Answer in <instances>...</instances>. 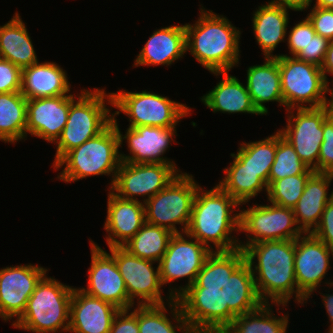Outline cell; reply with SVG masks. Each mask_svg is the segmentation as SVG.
<instances>
[{"label": "cell", "mask_w": 333, "mask_h": 333, "mask_svg": "<svg viewBox=\"0 0 333 333\" xmlns=\"http://www.w3.org/2000/svg\"><path fill=\"white\" fill-rule=\"evenodd\" d=\"M294 259L295 240L253 243L229 268V289L254 303L298 304Z\"/></svg>", "instance_id": "obj_1"}, {"label": "cell", "mask_w": 333, "mask_h": 333, "mask_svg": "<svg viewBox=\"0 0 333 333\" xmlns=\"http://www.w3.org/2000/svg\"><path fill=\"white\" fill-rule=\"evenodd\" d=\"M158 264L163 287L170 284L169 295L197 304L205 312L229 290V267L186 232L171 236ZM183 278H187L186 285L171 286V282Z\"/></svg>", "instance_id": "obj_2"}, {"label": "cell", "mask_w": 333, "mask_h": 333, "mask_svg": "<svg viewBox=\"0 0 333 333\" xmlns=\"http://www.w3.org/2000/svg\"><path fill=\"white\" fill-rule=\"evenodd\" d=\"M239 207L240 204L217 184L210 190L200 186L186 230L188 235L212 250L229 268L239 259L240 240L233 233L235 231L239 235Z\"/></svg>", "instance_id": "obj_3"}, {"label": "cell", "mask_w": 333, "mask_h": 333, "mask_svg": "<svg viewBox=\"0 0 333 333\" xmlns=\"http://www.w3.org/2000/svg\"><path fill=\"white\" fill-rule=\"evenodd\" d=\"M195 23H185L186 52L209 72L232 70L239 66L241 30L224 15L203 6Z\"/></svg>", "instance_id": "obj_4"}, {"label": "cell", "mask_w": 333, "mask_h": 333, "mask_svg": "<svg viewBox=\"0 0 333 333\" xmlns=\"http://www.w3.org/2000/svg\"><path fill=\"white\" fill-rule=\"evenodd\" d=\"M273 305L277 310L288 306L246 301L229 289L206 312V321L217 333H287L288 311L277 316Z\"/></svg>", "instance_id": "obj_5"}, {"label": "cell", "mask_w": 333, "mask_h": 333, "mask_svg": "<svg viewBox=\"0 0 333 333\" xmlns=\"http://www.w3.org/2000/svg\"><path fill=\"white\" fill-rule=\"evenodd\" d=\"M80 91L79 94L70 95L68 120L60 137L55 142L56 153L52 167L68 151L96 137L112 123L113 100L111 92L107 93L105 88L96 87ZM106 102L110 104L111 109Z\"/></svg>", "instance_id": "obj_6"}, {"label": "cell", "mask_w": 333, "mask_h": 333, "mask_svg": "<svg viewBox=\"0 0 333 333\" xmlns=\"http://www.w3.org/2000/svg\"><path fill=\"white\" fill-rule=\"evenodd\" d=\"M119 148V135L111 123L96 137L68 151L53 166L56 171L63 169L57 179L71 183L86 177L105 175L111 177L108 187L111 189L121 163Z\"/></svg>", "instance_id": "obj_7"}, {"label": "cell", "mask_w": 333, "mask_h": 333, "mask_svg": "<svg viewBox=\"0 0 333 333\" xmlns=\"http://www.w3.org/2000/svg\"><path fill=\"white\" fill-rule=\"evenodd\" d=\"M74 286L48 277L37 283L23 314L12 322V327L33 333L68 332L70 302Z\"/></svg>", "instance_id": "obj_8"}, {"label": "cell", "mask_w": 333, "mask_h": 333, "mask_svg": "<svg viewBox=\"0 0 333 333\" xmlns=\"http://www.w3.org/2000/svg\"><path fill=\"white\" fill-rule=\"evenodd\" d=\"M281 79L283 106L292 108H318L331 104L327 93L332 88L321 67L287 54H277Z\"/></svg>", "instance_id": "obj_9"}, {"label": "cell", "mask_w": 333, "mask_h": 333, "mask_svg": "<svg viewBox=\"0 0 333 333\" xmlns=\"http://www.w3.org/2000/svg\"><path fill=\"white\" fill-rule=\"evenodd\" d=\"M111 94L113 108L118 110L113 112V118L124 113L131 128L146 125L177 127L181 119L191 115L192 108L186 104L148 90L132 92L122 89Z\"/></svg>", "instance_id": "obj_10"}, {"label": "cell", "mask_w": 333, "mask_h": 333, "mask_svg": "<svg viewBox=\"0 0 333 333\" xmlns=\"http://www.w3.org/2000/svg\"><path fill=\"white\" fill-rule=\"evenodd\" d=\"M200 186L192 174L179 173L163 190L144 202L145 222L164 227L173 234L186 232Z\"/></svg>", "instance_id": "obj_11"}, {"label": "cell", "mask_w": 333, "mask_h": 333, "mask_svg": "<svg viewBox=\"0 0 333 333\" xmlns=\"http://www.w3.org/2000/svg\"><path fill=\"white\" fill-rule=\"evenodd\" d=\"M239 233L246 242L239 241V256L251 244L271 240H295L304 233L297 225L293 209L276 204L240 206Z\"/></svg>", "instance_id": "obj_12"}, {"label": "cell", "mask_w": 333, "mask_h": 333, "mask_svg": "<svg viewBox=\"0 0 333 333\" xmlns=\"http://www.w3.org/2000/svg\"><path fill=\"white\" fill-rule=\"evenodd\" d=\"M286 112V126L278 131L293 146L302 162L318 172L323 123L333 113L332 104L318 108H292Z\"/></svg>", "instance_id": "obj_13"}, {"label": "cell", "mask_w": 333, "mask_h": 333, "mask_svg": "<svg viewBox=\"0 0 333 333\" xmlns=\"http://www.w3.org/2000/svg\"><path fill=\"white\" fill-rule=\"evenodd\" d=\"M165 299L161 305H138L139 333H196L206 322V312L197 304L174 299L168 292Z\"/></svg>", "instance_id": "obj_14"}, {"label": "cell", "mask_w": 333, "mask_h": 333, "mask_svg": "<svg viewBox=\"0 0 333 333\" xmlns=\"http://www.w3.org/2000/svg\"><path fill=\"white\" fill-rule=\"evenodd\" d=\"M181 172L176 164L121 162L110 190L127 200L139 201L142 197L144 203Z\"/></svg>", "instance_id": "obj_15"}, {"label": "cell", "mask_w": 333, "mask_h": 333, "mask_svg": "<svg viewBox=\"0 0 333 333\" xmlns=\"http://www.w3.org/2000/svg\"><path fill=\"white\" fill-rule=\"evenodd\" d=\"M109 252L115 259L124 279L129 300L134 305L165 304L159 264H156V269L153 266L157 262L134 256L123 247H111Z\"/></svg>", "instance_id": "obj_16"}, {"label": "cell", "mask_w": 333, "mask_h": 333, "mask_svg": "<svg viewBox=\"0 0 333 333\" xmlns=\"http://www.w3.org/2000/svg\"><path fill=\"white\" fill-rule=\"evenodd\" d=\"M332 256V257H331ZM333 258V250L312 233L295 239V279L298 287V305L310 300L324 283ZM309 299V300H308Z\"/></svg>", "instance_id": "obj_17"}, {"label": "cell", "mask_w": 333, "mask_h": 333, "mask_svg": "<svg viewBox=\"0 0 333 333\" xmlns=\"http://www.w3.org/2000/svg\"><path fill=\"white\" fill-rule=\"evenodd\" d=\"M91 263L88 268L87 287H79L86 294L108 302L120 310L135 306L128 297L114 257L90 239Z\"/></svg>", "instance_id": "obj_18"}, {"label": "cell", "mask_w": 333, "mask_h": 333, "mask_svg": "<svg viewBox=\"0 0 333 333\" xmlns=\"http://www.w3.org/2000/svg\"><path fill=\"white\" fill-rule=\"evenodd\" d=\"M117 120V118H113L112 123L118 132L120 147L125 140L129 151L128 155L120 152L121 162L176 164L172 159L164 156L167 150H170L172 141L176 142L173 139L178 136L176 127L148 125L128 127L123 135Z\"/></svg>", "instance_id": "obj_19"}, {"label": "cell", "mask_w": 333, "mask_h": 333, "mask_svg": "<svg viewBox=\"0 0 333 333\" xmlns=\"http://www.w3.org/2000/svg\"><path fill=\"white\" fill-rule=\"evenodd\" d=\"M48 270L31 263L0 269V318L3 321L15 317L17 320L23 314L29 297Z\"/></svg>", "instance_id": "obj_20"}, {"label": "cell", "mask_w": 333, "mask_h": 333, "mask_svg": "<svg viewBox=\"0 0 333 333\" xmlns=\"http://www.w3.org/2000/svg\"><path fill=\"white\" fill-rule=\"evenodd\" d=\"M70 95L27 100L28 134L54 144L68 120Z\"/></svg>", "instance_id": "obj_21"}, {"label": "cell", "mask_w": 333, "mask_h": 333, "mask_svg": "<svg viewBox=\"0 0 333 333\" xmlns=\"http://www.w3.org/2000/svg\"><path fill=\"white\" fill-rule=\"evenodd\" d=\"M107 195L105 240L109 248L122 247L145 223V206L141 201L120 198L110 189Z\"/></svg>", "instance_id": "obj_22"}, {"label": "cell", "mask_w": 333, "mask_h": 333, "mask_svg": "<svg viewBox=\"0 0 333 333\" xmlns=\"http://www.w3.org/2000/svg\"><path fill=\"white\" fill-rule=\"evenodd\" d=\"M120 309L74 287L68 333H109Z\"/></svg>", "instance_id": "obj_23"}, {"label": "cell", "mask_w": 333, "mask_h": 333, "mask_svg": "<svg viewBox=\"0 0 333 333\" xmlns=\"http://www.w3.org/2000/svg\"><path fill=\"white\" fill-rule=\"evenodd\" d=\"M184 25H170L154 30L134 60L133 66H171L186 54Z\"/></svg>", "instance_id": "obj_24"}, {"label": "cell", "mask_w": 333, "mask_h": 333, "mask_svg": "<svg viewBox=\"0 0 333 333\" xmlns=\"http://www.w3.org/2000/svg\"><path fill=\"white\" fill-rule=\"evenodd\" d=\"M67 75L56 62H37L22 69L20 92L27 100L71 95Z\"/></svg>", "instance_id": "obj_25"}, {"label": "cell", "mask_w": 333, "mask_h": 333, "mask_svg": "<svg viewBox=\"0 0 333 333\" xmlns=\"http://www.w3.org/2000/svg\"><path fill=\"white\" fill-rule=\"evenodd\" d=\"M222 79L211 91L200 97V101L211 109L213 113H248L262 116L254 107L248 89L236 76L228 74V71L211 72Z\"/></svg>", "instance_id": "obj_26"}, {"label": "cell", "mask_w": 333, "mask_h": 333, "mask_svg": "<svg viewBox=\"0 0 333 333\" xmlns=\"http://www.w3.org/2000/svg\"><path fill=\"white\" fill-rule=\"evenodd\" d=\"M331 180L327 173L314 172L308 179L303 194L293 208L298 227L304 234L313 233L322 218L323 210L333 199Z\"/></svg>", "instance_id": "obj_27"}, {"label": "cell", "mask_w": 333, "mask_h": 333, "mask_svg": "<svg viewBox=\"0 0 333 333\" xmlns=\"http://www.w3.org/2000/svg\"><path fill=\"white\" fill-rule=\"evenodd\" d=\"M289 11V8L266 2L253 12L252 29L264 58L276 57L273 51L286 41Z\"/></svg>", "instance_id": "obj_28"}, {"label": "cell", "mask_w": 333, "mask_h": 333, "mask_svg": "<svg viewBox=\"0 0 333 333\" xmlns=\"http://www.w3.org/2000/svg\"><path fill=\"white\" fill-rule=\"evenodd\" d=\"M263 64L247 68L246 87L254 107L261 115L268 114L265 103L278 102L283 106L278 60L275 57L264 58Z\"/></svg>", "instance_id": "obj_29"}, {"label": "cell", "mask_w": 333, "mask_h": 333, "mask_svg": "<svg viewBox=\"0 0 333 333\" xmlns=\"http://www.w3.org/2000/svg\"><path fill=\"white\" fill-rule=\"evenodd\" d=\"M26 27L18 11L6 24L0 25V58L21 69L39 62Z\"/></svg>", "instance_id": "obj_30"}, {"label": "cell", "mask_w": 333, "mask_h": 333, "mask_svg": "<svg viewBox=\"0 0 333 333\" xmlns=\"http://www.w3.org/2000/svg\"><path fill=\"white\" fill-rule=\"evenodd\" d=\"M233 162L223 169L224 177L219 180L218 186L234 198L240 206L255 198L262 191L268 189V185L256 172L247 168L234 154L231 153Z\"/></svg>", "instance_id": "obj_31"}, {"label": "cell", "mask_w": 333, "mask_h": 333, "mask_svg": "<svg viewBox=\"0 0 333 333\" xmlns=\"http://www.w3.org/2000/svg\"><path fill=\"white\" fill-rule=\"evenodd\" d=\"M27 99L21 92L0 93V141L26 140Z\"/></svg>", "instance_id": "obj_32"}, {"label": "cell", "mask_w": 333, "mask_h": 333, "mask_svg": "<svg viewBox=\"0 0 333 333\" xmlns=\"http://www.w3.org/2000/svg\"><path fill=\"white\" fill-rule=\"evenodd\" d=\"M173 233L145 222L141 229L122 247L130 254L159 263Z\"/></svg>", "instance_id": "obj_33"}, {"label": "cell", "mask_w": 333, "mask_h": 333, "mask_svg": "<svg viewBox=\"0 0 333 333\" xmlns=\"http://www.w3.org/2000/svg\"><path fill=\"white\" fill-rule=\"evenodd\" d=\"M234 154L247 168L268 185L269 173L275 160L276 132L259 141L240 143L237 153Z\"/></svg>", "instance_id": "obj_34"}, {"label": "cell", "mask_w": 333, "mask_h": 333, "mask_svg": "<svg viewBox=\"0 0 333 333\" xmlns=\"http://www.w3.org/2000/svg\"><path fill=\"white\" fill-rule=\"evenodd\" d=\"M315 171L308 169L304 174L288 176L272 182L267 189V202L293 209L303 194L309 177Z\"/></svg>", "instance_id": "obj_35"}, {"label": "cell", "mask_w": 333, "mask_h": 333, "mask_svg": "<svg viewBox=\"0 0 333 333\" xmlns=\"http://www.w3.org/2000/svg\"><path fill=\"white\" fill-rule=\"evenodd\" d=\"M276 154L268 178V186L275 180L304 174L309 168L302 162L293 146L276 130Z\"/></svg>", "instance_id": "obj_36"}, {"label": "cell", "mask_w": 333, "mask_h": 333, "mask_svg": "<svg viewBox=\"0 0 333 333\" xmlns=\"http://www.w3.org/2000/svg\"><path fill=\"white\" fill-rule=\"evenodd\" d=\"M290 29L286 44L289 49V55L295 57L303 48H305L313 36L316 34L312 23L307 17L301 21H297Z\"/></svg>", "instance_id": "obj_37"}, {"label": "cell", "mask_w": 333, "mask_h": 333, "mask_svg": "<svg viewBox=\"0 0 333 333\" xmlns=\"http://www.w3.org/2000/svg\"><path fill=\"white\" fill-rule=\"evenodd\" d=\"M306 15L312 23L316 34L333 41V9L311 7Z\"/></svg>", "instance_id": "obj_38"}, {"label": "cell", "mask_w": 333, "mask_h": 333, "mask_svg": "<svg viewBox=\"0 0 333 333\" xmlns=\"http://www.w3.org/2000/svg\"><path fill=\"white\" fill-rule=\"evenodd\" d=\"M333 167V113L323 123V141L321 143L318 172L326 173Z\"/></svg>", "instance_id": "obj_39"}, {"label": "cell", "mask_w": 333, "mask_h": 333, "mask_svg": "<svg viewBox=\"0 0 333 333\" xmlns=\"http://www.w3.org/2000/svg\"><path fill=\"white\" fill-rule=\"evenodd\" d=\"M330 41L318 34H315L308 45L303 48L295 57L299 60L322 66Z\"/></svg>", "instance_id": "obj_40"}, {"label": "cell", "mask_w": 333, "mask_h": 333, "mask_svg": "<svg viewBox=\"0 0 333 333\" xmlns=\"http://www.w3.org/2000/svg\"><path fill=\"white\" fill-rule=\"evenodd\" d=\"M22 69L0 58V93L20 92Z\"/></svg>", "instance_id": "obj_41"}, {"label": "cell", "mask_w": 333, "mask_h": 333, "mask_svg": "<svg viewBox=\"0 0 333 333\" xmlns=\"http://www.w3.org/2000/svg\"><path fill=\"white\" fill-rule=\"evenodd\" d=\"M135 306L130 309L119 310L113 319L109 333H139L138 305Z\"/></svg>", "instance_id": "obj_42"}, {"label": "cell", "mask_w": 333, "mask_h": 333, "mask_svg": "<svg viewBox=\"0 0 333 333\" xmlns=\"http://www.w3.org/2000/svg\"><path fill=\"white\" fill-rule=\"evenodd\" d=\"M312 234L333 250V199L325 206L320 223Z\"/></svg>", "instance_id": "obj_43"}, {"label": "cell", "mask_w": 333, "mask_h": 333, "mask_svg": "<svg viewBox=\"0 0 333 333\" xmlns=\"http://www.w3.org/2000/svg\"><path fill=\"white\" fill-rule=\"evenodd\" d=\"M271 3L289 8L292 11H307L310 9L313 0H271Z\"/></svg>", "instance_id": "obj_44"}, {"label": "cell", "mask_w": 333, "mask_h": 333, "mask_svg": "<svg viewBox=\"0 0 333 333\" xmlns=\"http://www.w3.org/2000/svg\"><path fill=\"white\" fill-rule=\"evenodd\" d=\"M326 280H324L325 281L324 284H326L325 286L328 285L329 288L332 287L333 281L332 280L328 281V279H326ZM319 294H321L320 296H322L321 299H322L323 307L325 308L326 314L328 315V318H329L330 325H329L328 332H327V333H329L333 330V292H332V294H329V293L324 294V293L319 292Z\"/></svg>", "instance_id": "obj_45"}, {"label": "cell", "mask_w": 333, "mask_h": 333, "mask_svg": "<svg viewBox=\"0 0 333 333\" xmlns=\"http://www.w3.org/2000/svg\"><path fill=\"white\" fill-rule=\"evenodd\" d=\"M321 69L324 73V77L326 78L327 82L329 83V79L327 78L328 74L333 75V41H330L328 50L326 51V56L324 62L321 66ZM332 87H333V79L331 80Z\"/></svg>", "instance_id": "obj_46"}, {"label": "cell", "mask_w": 333, "mask_h": 333, "mask_svg": "<svg viewBox=\"0 0 333 333\" xmlns=\"http://www.w3.org/2000/svg\"><path fill=\"white\" fill-rule=\"evenodd\" d=\"M313 4V7H320V8H332L333 9V0H316Z\"/></svg>", "instance_id": "obj_47"}, {"label": "cell", "mask_w": 333, "mask_h": 333, "mask_svg": "<svg viewBox=\"0 0 333 333\" xmlns=\"http://www.w3.org/2000/svg\"><path fill=\"white\" fill-rule=\"evenodd\" d=\"M196 333H217L215 329L206 321Z\"/></svg>", "instance_id": "obj_48"}, {"label": "cell", "mask_w": 333, "mask_h": 333, "mask_svg": "<svg viewBox=\"0 0 333 333\" xmlns=\"http://www.w3.org/2000/svg\"><path fill=\"white\" fill-rule=\"evenodd\" d=\"M329 179L333 181V167H331L327 172Z\"/></svg>", "instance_id": "obj_49"}, {"label": "cell", "mask_w": 333, "mask_h": 333, "mask_svg": "<svg viewBox=\"0 0 333 333\" xmlns=\"http://www.w3.org/2000/svg\"><path fill=\"white\" fill-rule=\"evenodd\" d=\"M331 104H332V107H333V87H332V92H331Z\"/></svg>", "instance_id": "obj_50"}]
</instances>
